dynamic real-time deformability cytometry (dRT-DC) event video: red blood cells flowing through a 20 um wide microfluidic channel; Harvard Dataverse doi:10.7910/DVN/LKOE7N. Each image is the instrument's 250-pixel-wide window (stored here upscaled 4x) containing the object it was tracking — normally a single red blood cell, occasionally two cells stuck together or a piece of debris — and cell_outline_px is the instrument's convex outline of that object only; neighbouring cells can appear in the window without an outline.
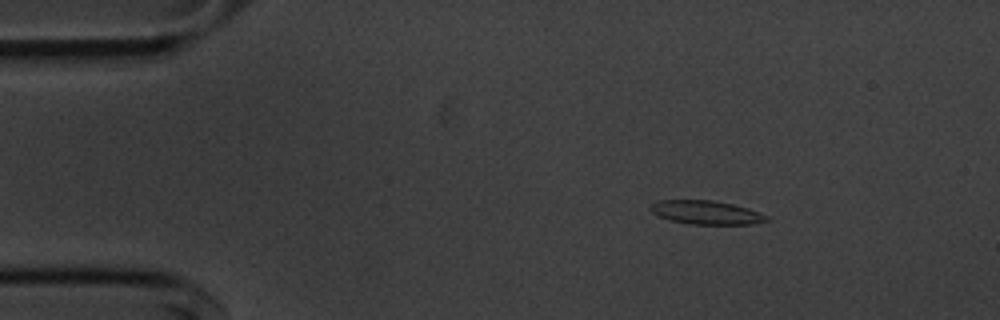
{"species": "common noctule bat (a hibernating species)", "species_latin": "Nyctalus noctula", "temperature_condition": "cold", "stored_images_in_passage": 50, "camera_frame_rate_fps": 3000, "um_per_image_px": 0.085, "animal": {"sex": "male", "body_mass_g": 20.1, "forearm_length_mm": 53.5}, "frame": {"image": 1, "passage_image": 3, "time_ms": 0.667, "image_size_px": [1000, 320], "cell_outline_px": [[768, 220], [752, 224], [688, 224], [656, 216], [648, 208], [652, 204], [660, 200], [712, 200], [732, 204], [748, 208], [768, 216]], "centroid_in_image_um": [59.99, 18.06], "position_along_channel_um": 25.0, "area_um2": 15.95}}
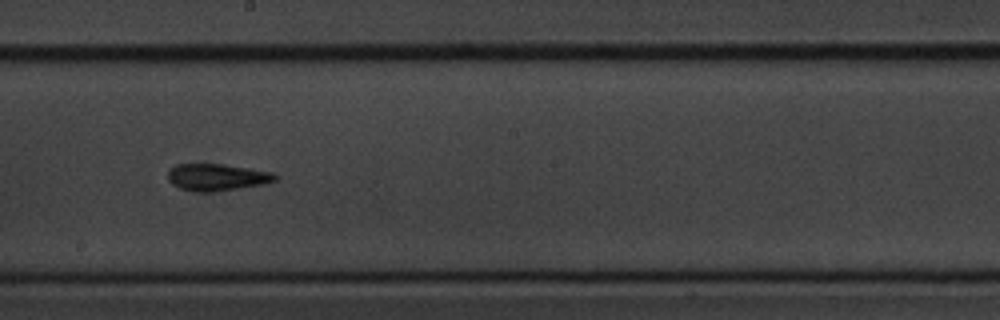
{"frame": {"image": 2, "passage_image": 25, "time_ms": 8.0, "image_size_px": [1000, 320], "cell_outline_px": [[280, 176], [276, 180], [264, 184], [240, 188], [204, 192], [196, 192], [180, 188], [172, 184], [168, 180], [168, 168], [176, 164], [224, 164], [272, 172]], "centroid_in_image_um": [18.43, 15.05], "position_along_channel_um": 229.8, "area_um2": 16.88}}
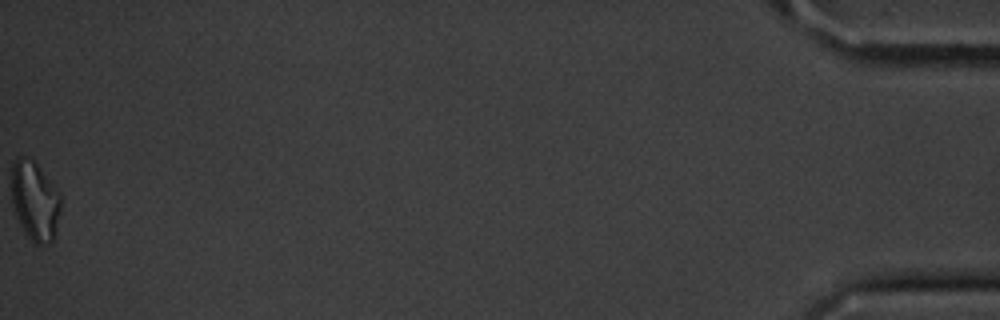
{"frame": {"image": 3, "passage_image": 50, "time_ms": 16.333, "image_size_px": [1000, 320], "cell_outline_px": [[60, 212], [56, 232], [52, 240], [48, 244], [32, 244], [20, 224], [12, 204], [12, 164], [20, 156], [24, 156], [32, 160], [36, 164], [60, 192]], "centroid_in_image_um": [2.97, 17.1], "position_along_channel_um": 432.2, "area_um2": 22.66}, "authors_computed_cell_mechanics": {"area_um2": 16.1551, "velocity_mm_per_s": 3.6244, "shape_relaxation_time_tau1_ms": null, "shape_relaxation_time_tau2_ms": 3.1924, "deformation_change_tau1": null, "deformation_change_tau2": 0.131}}